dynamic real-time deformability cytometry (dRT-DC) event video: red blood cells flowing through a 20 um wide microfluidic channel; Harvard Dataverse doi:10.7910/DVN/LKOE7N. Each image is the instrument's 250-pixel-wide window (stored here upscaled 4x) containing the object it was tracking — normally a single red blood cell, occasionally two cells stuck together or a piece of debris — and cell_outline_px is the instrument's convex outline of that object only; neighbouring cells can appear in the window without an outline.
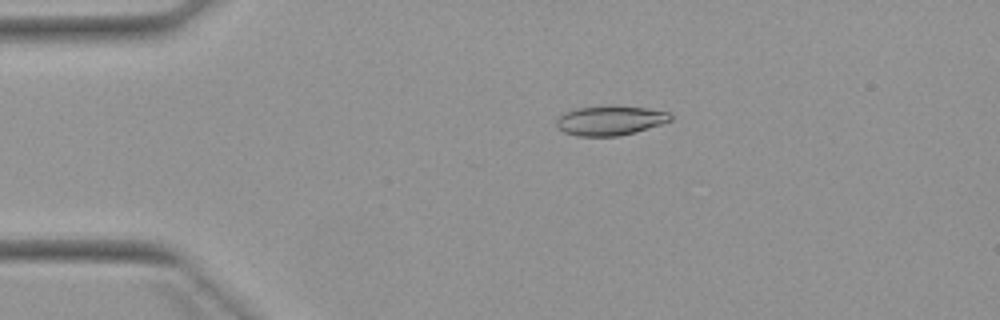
{"species": "Egyptian fruit bat (a non-hibernating species)", "species_latin": "Rousettus aegyptiacus", "temperature_condition": "warm", "stored_images_in_passage": 3, "camera_frame_rate_fps": 3000, "um_per_image_px": 0.085, "animal": {"sex": "female"}, "frame": {"image": 1, "passage_image": 2, "time_ms": 1.0, "image_size_px": [1000, 320], "cell_outline_px": [[672, 120], [636, 132], [620, 136], [576, 136], [564, 132], [556, 128], [556, 120], [564, 112], [576, 108], [612, 104], [648, 108], [668, 112], [672, 116]], "centroid_in_image_um": [51.84, 10.22], "position_along_channel_um": 33.2, "area_um2": 20.06}}